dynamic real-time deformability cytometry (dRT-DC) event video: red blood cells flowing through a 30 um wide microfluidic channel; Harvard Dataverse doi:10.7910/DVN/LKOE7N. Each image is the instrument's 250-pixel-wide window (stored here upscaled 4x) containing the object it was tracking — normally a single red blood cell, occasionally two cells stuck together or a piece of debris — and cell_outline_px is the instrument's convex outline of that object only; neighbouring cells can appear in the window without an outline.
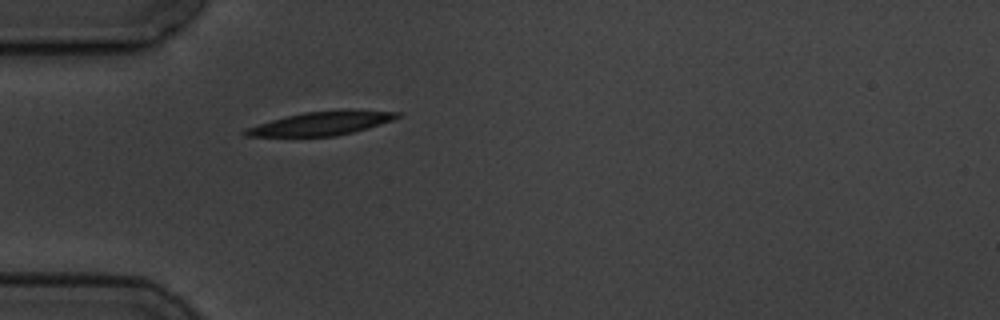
{"species": "common noctule bat (a hibernating species)", "species_latin": "Nyctalus noctula", "temperature_condition": "cold", "stored_images_in_passage": 2, "camera_frame_rate_fps": 3000, "um_per_image_px": 0.085, "animal": {"sex": "male", "body_mass_g": 19.5, "forearm_length_mm": 54.6}, "frame": {"image": 1, "passage_image": 2, "time_ms": 2.0, "image_size_px": [1000, 320], "cell_outline_px": [[404, 112], [400, 116], [392, 120], [368, 128], [336, 136], [244, 136], [240, 132], [244, 128], [272, 120], [304, 112]], "centroid_in_image_um": [27.19, 10.54], "position_along_channel_um": 57.8, "area_um2": 19.83}}